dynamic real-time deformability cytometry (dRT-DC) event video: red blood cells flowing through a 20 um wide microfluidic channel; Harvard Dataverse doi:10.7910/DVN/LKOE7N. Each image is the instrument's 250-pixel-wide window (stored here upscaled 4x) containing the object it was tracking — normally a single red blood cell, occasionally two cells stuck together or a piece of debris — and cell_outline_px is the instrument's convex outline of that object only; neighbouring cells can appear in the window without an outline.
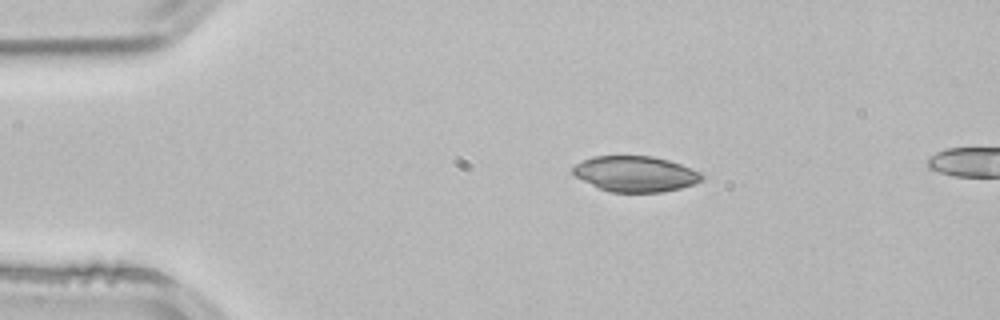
{"species": "common noctule bat (a hibernating species)", "species_latin": "Nyctalus noctula", "temperature_condition": "room temperature", "stored_images_in_passage": 2, "camera_frame_rate_fps": 3000, "um_per_image_px": 0.085, "animal": {"sex": "male", "body_mass_g": 21.5, "forearm_length_mm": 52.0}, "frame": {"image": 1, "passage_image": 1, "time_ms": 0.0, "image_size_px": [1000, 320], "cell_outline_px": [[704, 176], [700, 180], [692, 184], [680, 188], [660, 192], [608, 192], [576, 176], [572, 172], [572, 168], [576, 164], [592, 156], [652, 156], [668, 160], [680, 164], [700, 172]], "centroid_in_image_um": [54.0, 14.77], "position_along_channel_um": 31.0, "area_um2": 26.41}}